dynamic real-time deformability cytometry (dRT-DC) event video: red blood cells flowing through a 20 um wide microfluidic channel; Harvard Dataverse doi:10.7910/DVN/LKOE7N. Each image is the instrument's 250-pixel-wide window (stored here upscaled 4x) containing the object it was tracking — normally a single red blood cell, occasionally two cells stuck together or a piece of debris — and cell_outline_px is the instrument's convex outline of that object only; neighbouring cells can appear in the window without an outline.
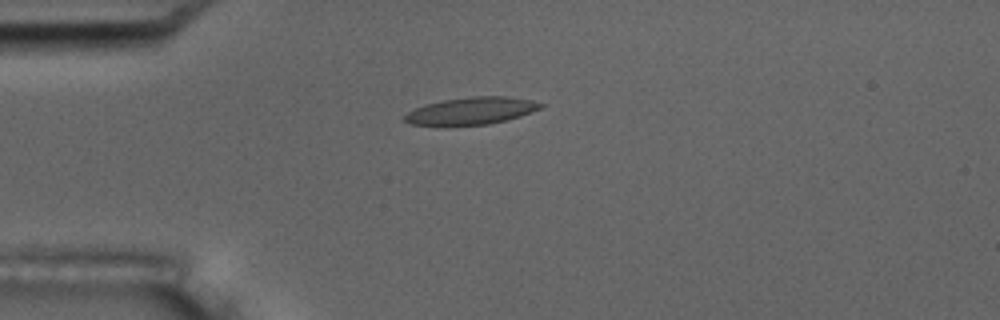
{"species": "common noctule bat (a hibernating species)", "species_latin": "Nyctalus noctula", "temperature_condition": "room temperature", "stored_images_in_passage": 6, "camera_frame_rate_fps": 3000, "um_per_image_px": 0.085, "animal": {"sex": "male", "body_mass_g": 17.5, "forearm_length_mm": 52.3}, "frame": {"image": 1, "passage_image": 1, "time_ms": 0.0, "image_size_px": [1000, 320], "cell_outline_px": [[544, 104], [540, 108], [520, 116], [488, 124], [448, 128], [440, 128], [408, 124], [404, 120], [404, 116], [408, 112], [424, 104], [444, 100], [472, 96], [508, 96], [532, 100]], "centroid_in_image_um": [39.95, 9.47], "position_along_channel_um": 45.0, "area_um2": 22.31}}
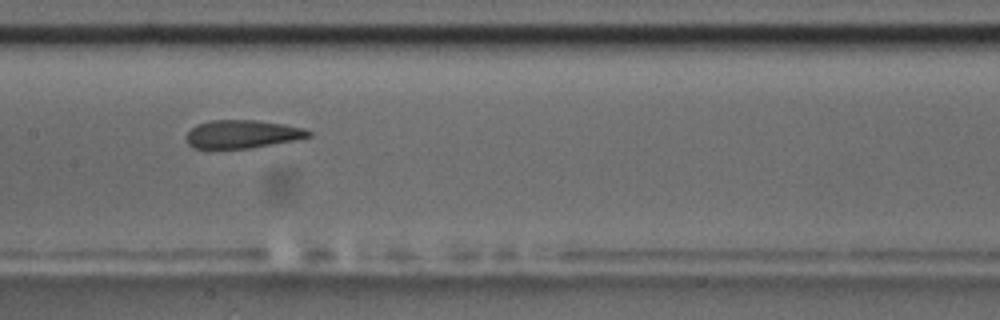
{"frame": {"image": 2, "passage_image": 5, "time_ms": 4.667, "image_size_px": [1000, 320], "cell_outline_px": [[312, 136], [252, 148], [192, 148], [184, 140], [184, 136], [196, 124], [212, 120], [256, 120], [284, 124], [304, 128], [312, 132]], "centroid_in_image_um": [20.55, 11.4], "position_along_channel_um": 186.8, "area_um2": 20.11}}
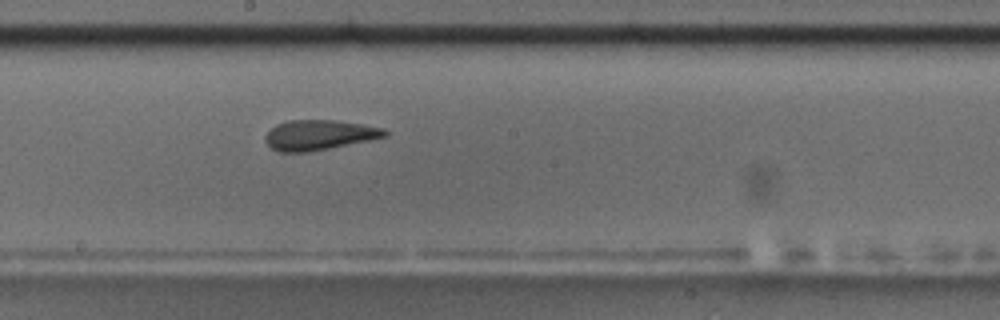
{"frame": {"image": 3, "passage_image": 6, "time_ms": 5.667, "image_size_px": [1000, 320], "cell_outline_px": [[388, 136], [308, 152], [280, 152], [272, 148], [264, 140], [264, 136], [276, 124], [288, 120], [336, 120], [384, 128], [388, 132]], "centroid_in_image_um": [27.1, 11.46], "position_along_channel_um": 221.1, "area_um2": 20.75}}